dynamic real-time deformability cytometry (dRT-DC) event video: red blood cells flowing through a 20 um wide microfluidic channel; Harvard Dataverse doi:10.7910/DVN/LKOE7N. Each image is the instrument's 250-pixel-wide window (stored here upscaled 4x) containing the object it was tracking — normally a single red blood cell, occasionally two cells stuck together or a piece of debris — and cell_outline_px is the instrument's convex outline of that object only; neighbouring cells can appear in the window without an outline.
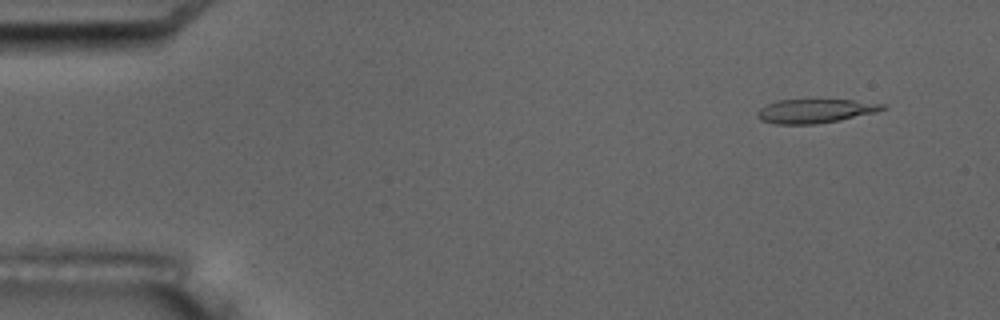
{"species": "common noctule bat (a hibernating species)", "species_latin": "Nyctalus noctula", "temperature_condition": "room temperature", "stored_images_in_passage": 8, "camera_frame_rate_fps": 3000, "um_per_image_px": 0.085, "animal": {"sex": "male", "body_mass_g": 17.5, "forearm_length_mm": 52.3}, "frame": {"image": 1, "passage_image": 1, "time_ms": 0.0, "image_size_px": [1000, 320], "cell_outline_px": [[888, 108], [876, 112], [840, 120], [816, 124], [776, 124], [760, 120], [756, 116], [756, 112], [760, 108], [776, 100], [852, 100], [888, 104]], "centroid_in_image_um": [69.3, 9.43], "position_along_channel_um": 15.7, "area_um2": 17.57}}
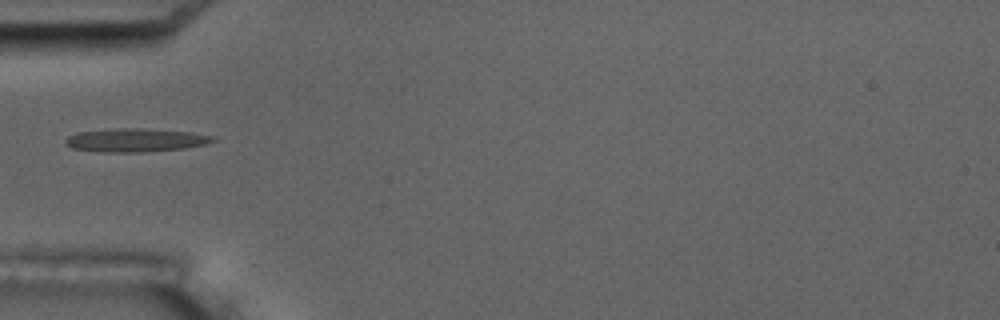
{"frame": {"image": 2, "passage_image": 5, "time_ms": 4.667, "image_size_px": [1000, 320], "cell_outline_px": [[216, 140], [204, 144], [184, 148], [144, 152], [100, 152], [72, 148], [64, 144], [64, 140], [68, 136], [76, 132], [120, 128], [140, 128], [188, 132], [216, 136]], "centroid_in_image_um": [11.48, 11.91], "position_along_channel_um": 73.5, "area_um2": 20.11}}
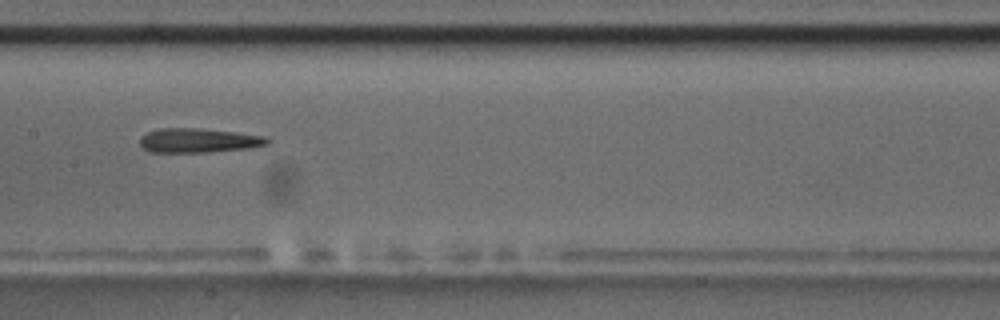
{"frame": {"image": 3, "passage_image": 8, "time_ms": 8.0, "image_size_px": [1000, 320], "cell_outline_px": [[272, 140], [268, 144], [248, 148], [204, 152], [148, 152], [140, 144], [140, 136], [148, 132], [160, 128], [196, 128], [236, 132], [264, 136]], "centroid_in_image_um": [16.86, 11.93], "position_along_channel_um": 190.5, "area_um2": 17.98}}